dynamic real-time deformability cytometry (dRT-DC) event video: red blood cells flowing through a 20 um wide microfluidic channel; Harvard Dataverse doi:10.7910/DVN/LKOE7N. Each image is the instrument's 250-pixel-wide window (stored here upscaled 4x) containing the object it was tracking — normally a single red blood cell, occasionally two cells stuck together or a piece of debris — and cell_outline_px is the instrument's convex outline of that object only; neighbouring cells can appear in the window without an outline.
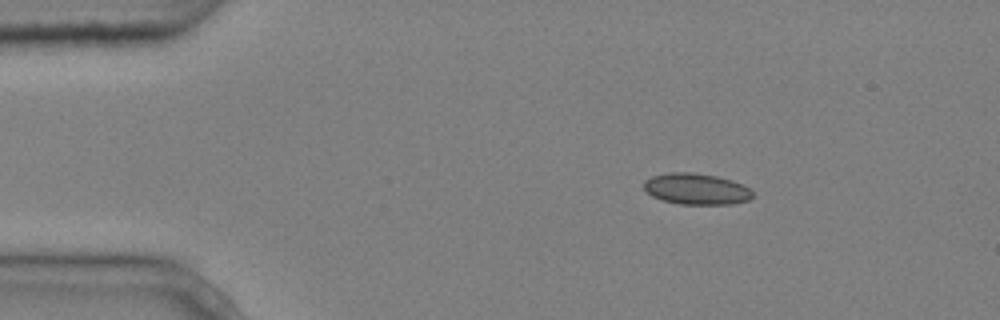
{"species": "common noctule bat (a hibernating species)", "species_latin": "Nyctalus noctula", "temperature_condition": "cold", "stored_images_in_passage": 4, "camera_frame_rate_fps": 3000, "um_per_image_px": 0.085, "animal": {"sex": "male", "body_mass_g": 20.4}, "frame": {"image": 1, "passage_image": 2, "time_ms": 0.333, "image_size_px": [1000, 320], "cell_outline_px": [[756, 196], [748, 200], [732, 204], [680, 204], [664, 200], [652, 196], [644, 188], [644, 180], [652, 176], [668, 172], [692, 172], [716, 176], [732, 180], [744, 184]], "centroid_in_image_um": [59.21, 16.05], "position_along_channel_um": 25.8, "area_um2": 19.83}}
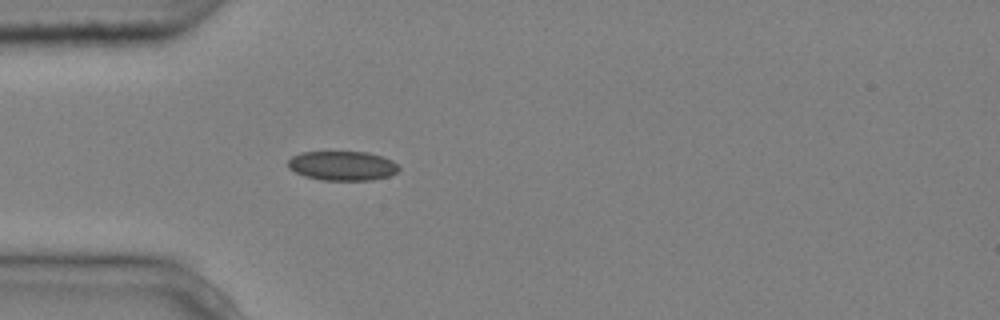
{"frame": {"image": 2, "passage_image": 4, "time_ms": 1.0, "image_size_px": [1000, 320], "cell_outline_px": [[400, 168], [396, 172], [388, 176], [372, 180], [320, 180], [304, 176], [288, 168], [288, 160], [292, 156], [300, 152], [368, 152], [392, 160]], "centroid_in_image_um": [29.08, 14.09], "position_along_channel_um": 55.9, "area_um2": 18.96}}